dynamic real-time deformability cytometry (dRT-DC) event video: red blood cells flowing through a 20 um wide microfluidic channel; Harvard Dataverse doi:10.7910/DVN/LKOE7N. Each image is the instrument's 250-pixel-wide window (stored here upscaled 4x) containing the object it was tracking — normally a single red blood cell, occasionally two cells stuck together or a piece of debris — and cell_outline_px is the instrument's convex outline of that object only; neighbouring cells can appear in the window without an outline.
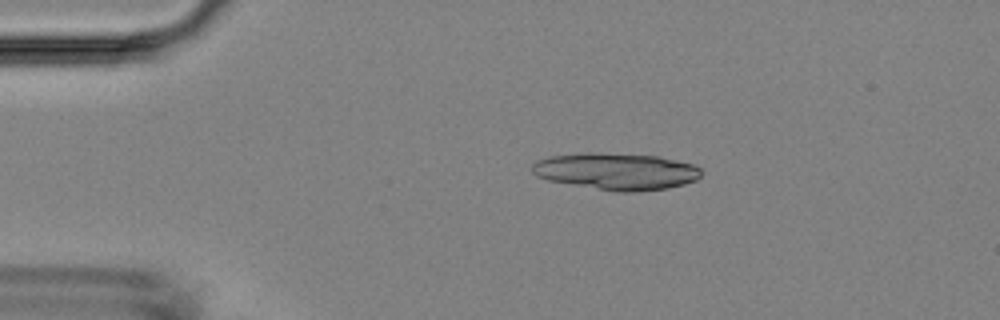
{"species": "Egyptian fruit bat (a non-hibernating species)", "species_latin": "Rousettus aegyptiacus", "temperature_condition": "room temperature", "stored_images_in_passage": 3, "camera_frame_rate_fps": 3000, "um_per_image_px": 0.085, "animal": {"sex": "female"}, "frame": {"image": 1, "passage_image": 2, "time_ms": 1.333, "image_size_px": [1000, 320], "cell_outline_px": [[700, 176], [696, 180], [684, 184], [668, 188], [640, 192], [616, 192], [548, 180], [536, 176], [532, 172], [532, 164], [536, 160], [548, 156], [584, 152], [600, 152], [660, 156], [692, 164], [700, 168]], "centroid_in_image_um": [52.36, 14.56], "position_along_channel_um": 32.6, "area_um2": 36.65}}